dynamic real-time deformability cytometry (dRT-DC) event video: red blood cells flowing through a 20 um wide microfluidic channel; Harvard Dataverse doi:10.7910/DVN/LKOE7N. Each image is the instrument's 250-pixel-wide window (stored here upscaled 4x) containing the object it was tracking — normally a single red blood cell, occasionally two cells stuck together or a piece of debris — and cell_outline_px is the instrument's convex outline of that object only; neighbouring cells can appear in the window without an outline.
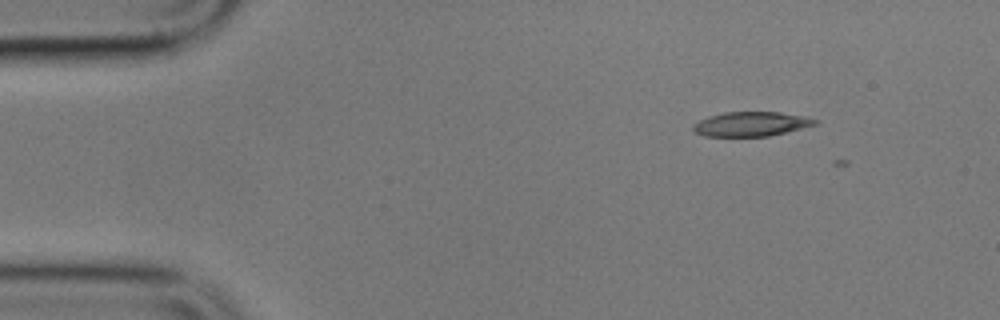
{"species": "common noctule bat (a hibernating species)", "species_latin": "Nyctalus noctula", "temperature_condition": "cold", "stored_images_in_passage": 3, "camera_frame_rate_fps": 3000, "um_per_image_px": 0.085, "animal": {"sex": "male", "body_mass_g": 17.9}, "frame": {"image": 1, "passage_image": 3, "time_ms": 3.333, "image_size_px": [1000, 320], "cell_outline_px": [[820, 124], [768, 136], [704, 136], [696, 132], [692, 128], [692, 124], [708, 116], [724, 112], [780, 112], [804, 116], [820, 120]], "centroid_in_image_um": [63.88, 10.53], "position_along_channel_um": 21.1, "area_um2": 17.46}}